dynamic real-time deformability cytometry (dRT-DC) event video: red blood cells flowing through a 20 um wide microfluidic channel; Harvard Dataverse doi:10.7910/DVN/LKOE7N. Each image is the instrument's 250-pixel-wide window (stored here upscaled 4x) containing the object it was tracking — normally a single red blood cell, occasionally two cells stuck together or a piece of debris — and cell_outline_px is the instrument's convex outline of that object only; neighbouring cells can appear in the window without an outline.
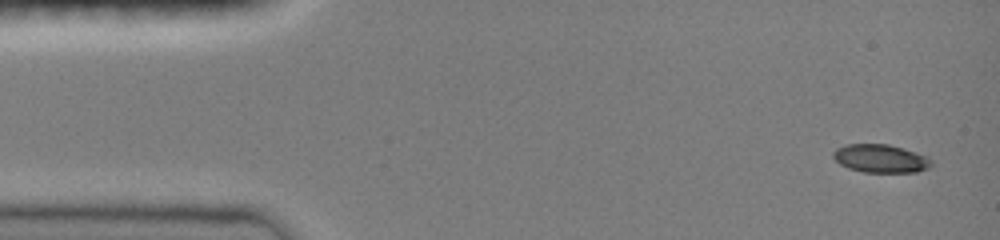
{"species": "common noctule bat (a hibernating species)", "species_latin": "Nyctalus noctula", "temperature_condition": "room temperature", "stored_images_in_passage": 16, "camera_frame_rate_fps": 3000, "um_per_image_px": 0.085, "animal": {"sex": "female", "body_mass_g": 19.0, "forearm_length_mm": 51.5}, "frame": {"image": 1, "passage_image": 1, "time_ms": 0.0, "image_size_px": [1000, 240], "cell_outline_px": [[932, 164], [928, 168], [916, 172], [864, 172], [848, 168], [840, 164], [832, 156], [832, 152], [836, 148], [848, 144], [888, 144], [904, 148], [928, 156], [932, 160]], "centroid_in_image_um": [74.86, 13.47], "position_along_channel_um": 10.1, "area_um2": 16.24}}
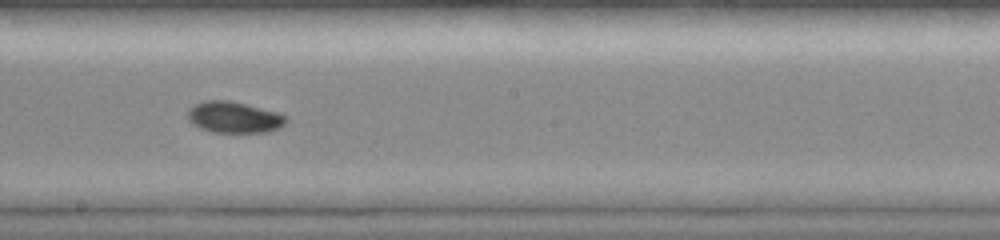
{"frame": {"image": 2, "passage_image": 9, "time_ms": 2.667, "image_size_px": [1000, 240], "cell_outline_px": [[288, 120], [284, 124], [268, 132], [212, 132], [200, 128], [192, 124], [188, 120], [188, 108], [192, 104], [204, 100], [228, 100], [276, 112], [288, 116]], "centroid_in_image_um": [19.84, 9.96], "position_along_channel_um": 228.4, "area_um2": 17.92}}
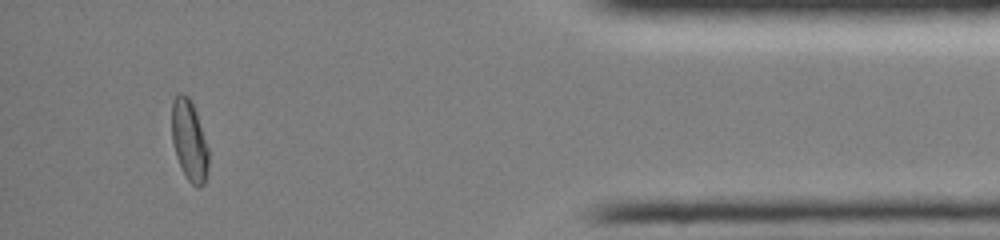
{"frame": {"image": 3, "passage_image": 15, "time_ms": 4.667, "image_size_px": [1000, 240], "cell_outline_px": [[208, 172], [204, 184], [200, 188], [196, 188], [188, 180], [176, 156], [172, 140], [172, 100], [180, 92], [188, 96], [192, 100], [208, 148]], "centroid_in_image_um": [16.09, 11.95], "position_along_channel_um": 419.1, "area_um2": 17.28}}